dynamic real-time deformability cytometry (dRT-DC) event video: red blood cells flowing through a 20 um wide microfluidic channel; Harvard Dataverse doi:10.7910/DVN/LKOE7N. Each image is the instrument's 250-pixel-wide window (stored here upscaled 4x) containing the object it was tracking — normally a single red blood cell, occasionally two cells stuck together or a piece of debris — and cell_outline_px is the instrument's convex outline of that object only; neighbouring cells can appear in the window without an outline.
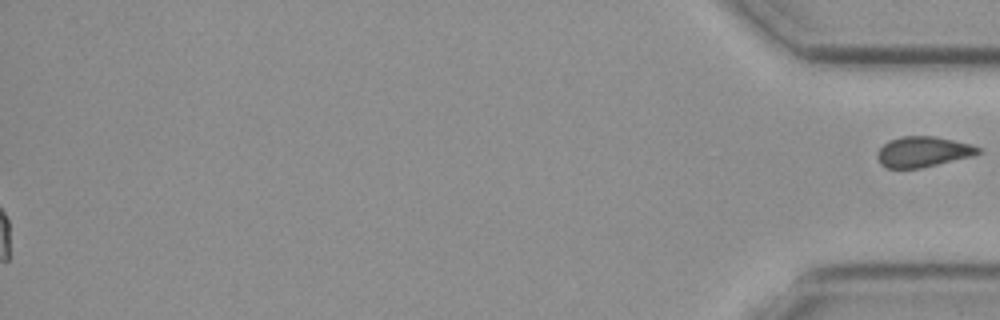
{"species": "common noctule bat (a hibernating species)", "species_latin": "Nyctalus noctula", "temperature_condition": "cold", "stored_images_in_passage": 51, "segment_of_instrument_passage": [2, 2], "camera_frame_rate_fps": 3000, "um_per_image_px": 0.085, "animal": {"sex": "female", "body_mass_g": 19.3, "forearm_length_mm": 54.1}, "frame": {"image": 1, "passage_image": 51, "time_ms": 16.667, "image_size_px": [1000, 320], "cell_outline_px": [[984, 152], [972, 156], [920, 168], [884, 168], [880, 164], [876, 156], [880, 148], [888, 140], [900, 136], [932, 136], [972, 144], [984, 148]], "centroid_in_image_um": [78.48, 12.9], "position_along_channel_um": 356.7, "area_um2": 18.09}}